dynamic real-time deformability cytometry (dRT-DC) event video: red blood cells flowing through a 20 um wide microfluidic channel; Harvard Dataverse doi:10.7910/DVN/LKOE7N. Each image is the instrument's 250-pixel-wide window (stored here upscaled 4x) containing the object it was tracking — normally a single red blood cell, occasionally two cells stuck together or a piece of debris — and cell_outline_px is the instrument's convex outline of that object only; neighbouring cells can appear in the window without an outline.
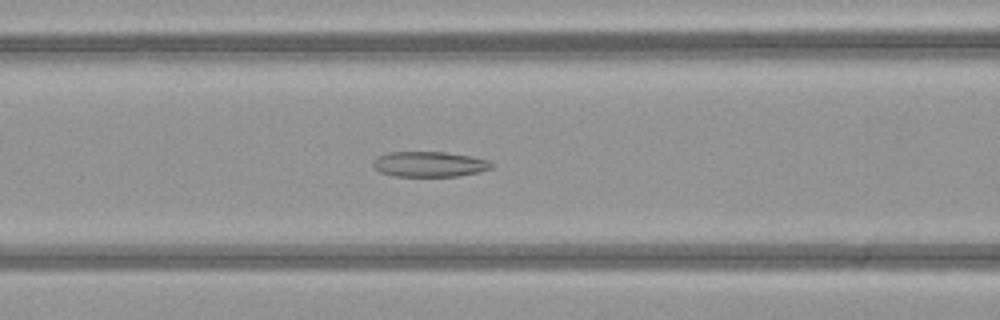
{"species": "common noctule bat (a hibernating species)", "species_latin": "Nyctalus noctula", "temperature_condition": "warm", "stored_images_in_passage": 50, "camera_frame_rate_fps": 3000, "um_per_image_px": 0.085, "animal": {"sex": "female", "body_mass_g": 21.9}, "frame": {"image": 1, "passage_image": 21, "time_ms": 6.667, "image_size_px": [1000, 320], "cell_outline_px": [[496, 164], [492, 168], [480, 172], [460, 176], [392, 176], [380, 172], [372, 164], [372, 160], [376, 156], [388, 152], [444, 152], [472, 156], [488, 160]], "centroid_in_image_um": [36.51, 13.95], "position_along_channel_um": 130.1, "area_um2": 17.74}}
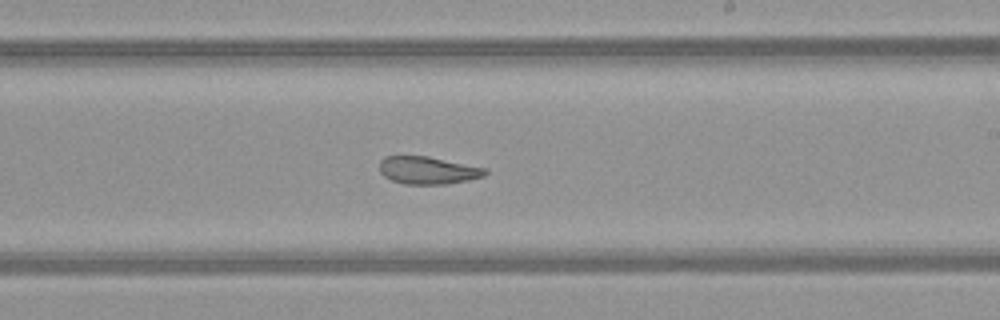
{"frame": {"image": 2, "passage_image": 30, "time_ms": 9.667, "image_size_px": [1000, 320], "cell_outline_px": [[488, 172], [484, 176], [468, 180], [448, 184], [404, 184], [392, 180], [384, 176], [380, 172], [380, 160], [384, 156], [428, 156], [488, 168]], "centroid_in_image_um": [36.39, 14.47], "position_along_channel_um": 252.6, "area_um2": 17.11}}
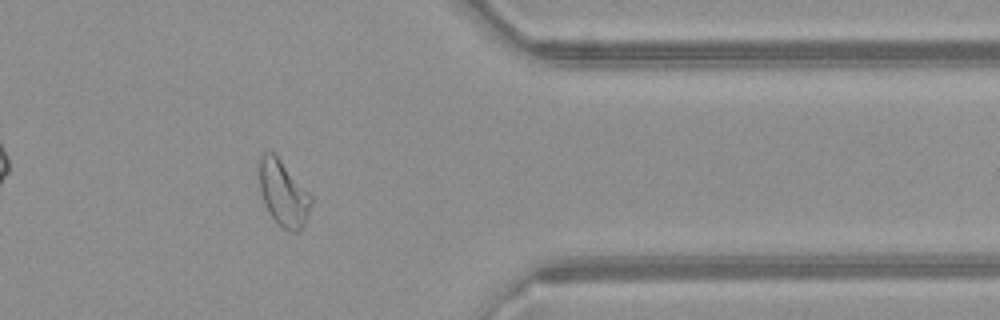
{"frame": {"image": 3, "passage_image": 41, "time_ms": 13.333, "image_size_px": [1000, 320], "cell_outline_px": [[312, 204], [304, 224], [296, 232], [292, 232], [280, 228], [276, 224], [268, 212], [264, 204], [260, 192], [256, 168], [256, 160], [260, 152], [272, 152], [280, 160], [312, 196]], "centroid_in_image_um": [24.0, 16.41], "position_along_channel_um": 387.4, "area_um2": 20.4}, "authors_computed_cell_mechanics": {"area_um2": 21.3282, "velocity_mm_per_s": 4.0887, "shape_relaxation_time_tau1_ms": null, "shape_relaxation_time_tau2_ms": 2.7154, "deformation_change_tau1": null, "deformation_change_tau2": 0.1032}}